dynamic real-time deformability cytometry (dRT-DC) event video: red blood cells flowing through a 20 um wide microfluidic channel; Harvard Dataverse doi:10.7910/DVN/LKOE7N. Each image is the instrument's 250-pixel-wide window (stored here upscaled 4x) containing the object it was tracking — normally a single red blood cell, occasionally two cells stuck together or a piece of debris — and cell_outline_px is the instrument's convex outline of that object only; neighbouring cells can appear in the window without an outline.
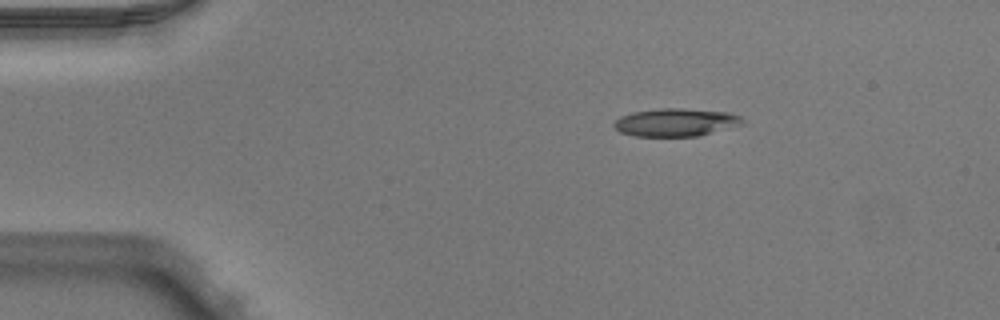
{"species": "Egyptian fruit bat (a non-hibernating species)", "species_latin": "Rousettus aegyptiacus", "temperature_condition": "warm", "stored_images_in_passage": 50, "camera_frame_rate_fps": 3000, "um_per_image_px": 0.085, "animal": {"sex": "male"}, "frame": {"image": 1, "passage_image": 8, "time_ms": 2.333, "image_size_px": [1000, 320], "cell_outline_px": [[744, 124], [700, 136], [632, 136], [620, 132], [612, 124], [620, 116], [632, 112], [660, 108], [684, 108], [728, 112], [740, 116], [744, 120]], "centroid_in_image_um": [57.45, 10.4], "position_along_channel_um": 27.5, "area_um2": 21.1}}
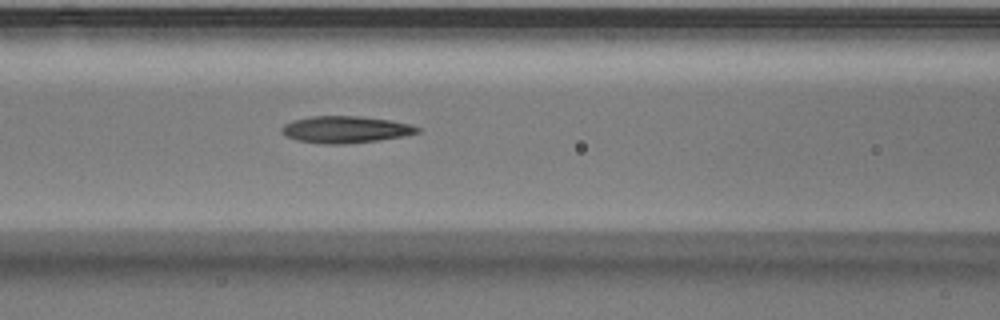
{"frame": {"image": 2, "passage_image": 21, "time_ms": 6.667, "image_size_px": [1000, 320], "cell_outline_px": [[420, 132], [404, 136], [380, 140], [344, 144], [324, 144], [296, 140], [284, 136], [280, 132], [280, 128], [284, 124], [296, 120], [312, 116], [360, 116], [388, 120], [408, 124], [420, 128]], "centroid_in_image_um": [29.33, 11.02], "position_along_channel_um": 137.3, "area_um2": 21.21}}
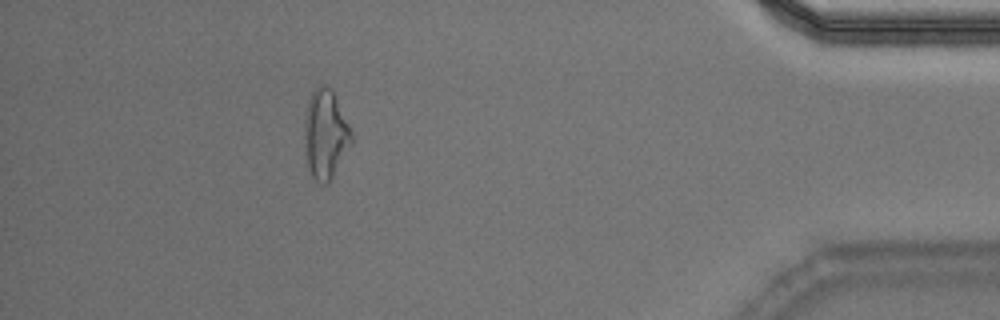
{"frame": {"image": 3, "passage_image": 45, "time_ms": 14.667, "image_size_px": [1000, 320], "cell_outline_px": [[352, 144], [328, 184], [324, 184], [316, 180], [312, 176], [308, 164], [304, 144], [304, 112], [308, 100], [312, 92], [316, 88], [324, 84], [332, 88], [352, 132]], "centroid_in_image_um": [27.66, 11.38], "position_along_channel_um": 407.5, "area_um2": 24.51}, "authors_computed_cell_mechanics": {"area_um2": 21.0681, "velocity_mm_per_s": 3.9794, "shape_relaxation_time_tau1_ms": 6.5986, "shape_relaxation_time_tau2_ms": 4.7259, "deformation_change_tau1": 0.2175, "deformation_change_tau2": 0.1373}}